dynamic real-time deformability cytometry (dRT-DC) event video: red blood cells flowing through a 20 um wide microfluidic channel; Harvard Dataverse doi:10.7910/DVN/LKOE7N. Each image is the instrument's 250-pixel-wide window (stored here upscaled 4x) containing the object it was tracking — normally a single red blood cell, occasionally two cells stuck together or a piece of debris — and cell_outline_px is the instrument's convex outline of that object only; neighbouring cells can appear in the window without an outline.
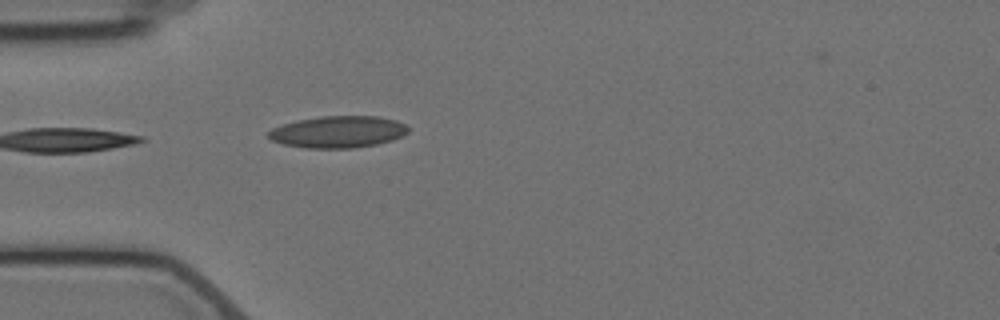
{"species": "Egyptian fruit bat (a non-hibernating species)", "species_latin": "Rousettus aegyptiacus", "temperature_condition": "cold", "stored_images_in_passage": 6, "camera_frame_rate_fps": 3000, "um_per_image_px": 0.085, "animal": {"sex": "female"}, "frame": {"image": 1, "passage_image": 5, "time_ms": 4.667, "image_size_px": [1000, 320], "cell_outline_px": [[408, 132], [392, 140], [376, 144], [352, 148], [304, 148], [284, 144], [272, 140], [268, 136], [268, 132], [272, 128], [296, 120], [320, 116], [376, 116], [396, 120], [404, 124], [408, 128]], "centroid_in_image_um": [28.72, 11.2], "position_along_channel_um": 56.3, "area_um2": 25.78}}